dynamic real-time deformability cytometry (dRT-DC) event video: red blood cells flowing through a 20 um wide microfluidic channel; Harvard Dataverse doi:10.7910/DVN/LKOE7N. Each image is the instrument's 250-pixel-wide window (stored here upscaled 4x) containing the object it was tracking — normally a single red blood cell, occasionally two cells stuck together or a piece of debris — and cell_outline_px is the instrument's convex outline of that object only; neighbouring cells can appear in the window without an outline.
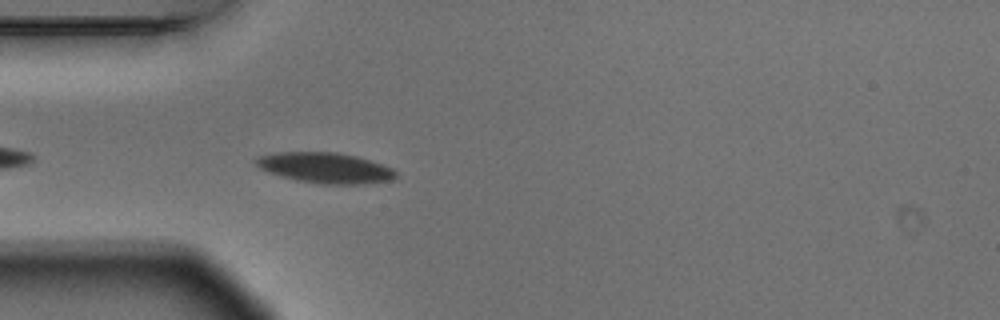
{"species": "Egyptian fruit bat (a non-hibernating species)", "species_latin": "Rousettus aegyptiacus", "temperature_condition": "warm", "stored_images_in_passage": 1, "camera_frame_rate_fps": 3000, "um_per_image_px": 0.085, "animal": {"sex": "male"}, "frame": {"image": 1, "passage_image": 1, "time_ms": 0.0, "image_size_px": [1000, 320], "cell_outline_px": [[396, 176], [392, 180], [364, 184], [320, 184], [296, 180], [280, 176], [268, 172], [260, 168], [256, 164], [256, 156], [276, 152], [336, 152], [356, 156], [392, 168], [396, 172]], "centroid_in_image_um": [27.62, 14.27], "position_along_channel_um": 57.4, "area_um2": 24.85}}